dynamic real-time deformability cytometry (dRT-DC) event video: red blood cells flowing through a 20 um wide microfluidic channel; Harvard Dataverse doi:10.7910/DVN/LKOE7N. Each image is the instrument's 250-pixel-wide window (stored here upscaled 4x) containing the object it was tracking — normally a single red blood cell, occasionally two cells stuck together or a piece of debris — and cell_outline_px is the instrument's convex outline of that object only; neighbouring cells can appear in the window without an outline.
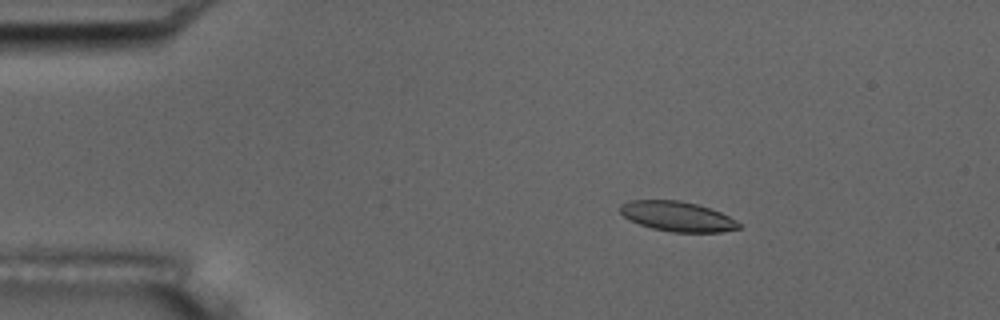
{"species": "common noctule bat (a hibernating species)", "species_latin": "Nyctalus noctula", "temperature_condition": "room temperature", "stored_images_in_passage": 56, "camera_frame_rate_fps": 3000, "um_per_image_px": 0.085, "animal": {"sex": "male", "body_mass_g": 17.5, "forearm_length_mm": 52.3}, "frame": {"image": 1, "passage_image": 10, "time_ms": 3.0, "image_size_px": [1000, 320], "cell_outline_px": [[740, 228], [720, 232], [672, 232], [652, 228], [628, 220], [620, 212], [620, 204], [628, 200], [680, 200], [696, 204], [720, 212], [736, 220], [740, 224]], "centroid_in_image_um": [57.54, 18.39], "position_along_channel_um": 27.5, "area_um2": 20.63}}
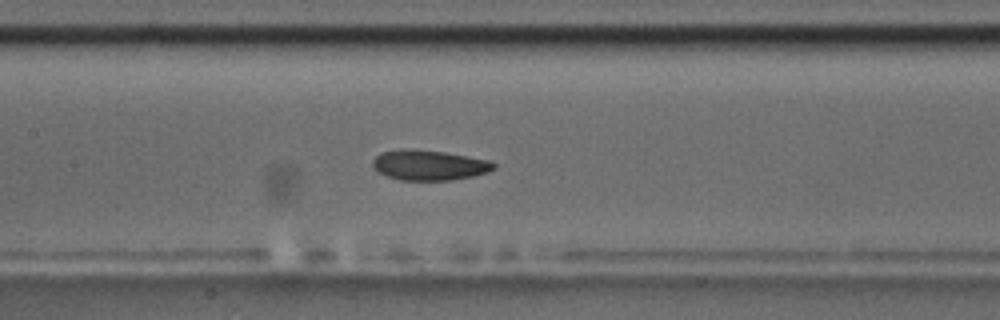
{"frame": {"image": 2, "passage_image": 27, "time_ms": 8.667, "image_size_px": [1000, 320], "cell_outline_px": [[496, 168], [488, 172], [472, 176], [452, 180], [400, 180], [388, 176], [380, 172], [372, 164], [372, 160], [380, 152], [400, 148], [412, 148], [444, 152], [488, 160], [496, 164]], "centroid_in_image_um": [36.47, 14.02], "position_along_channel_um": 170.9, "area_um2": 21.33}}
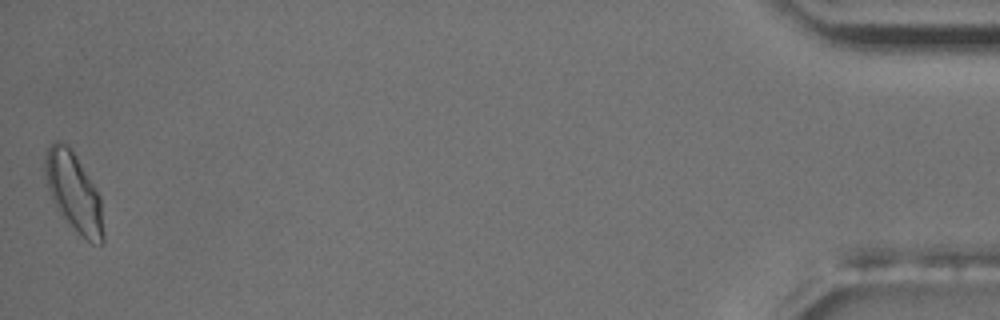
{"frame": {"image": 3, "passage_image": 56, "time_ms": 18.333, "image_size_px": [1000, 320], "cell_outline_px": [[104, 244], [92, 244], [56, 208], [52, 200], [48, 188], [44, 168], [44, 160], [48, 148], [52, 140], [60, 140], [68, 144], [100, 196], [104, 232]], "centroid_in_image_um": [6.27, 16.29], "position_along_channel_um": 428.9, "area_um2": 26.18}, "authors_computed_cell_mechanics": {"area_um2": 21.4149, "velocity_mm_per_s": 3.6251, "shape_relaxation_time_tau1_ms": 4.3535, "shape_relaxation_time_tau2_ms": 3.3219, "deformation_change_tau1": 0.1181, "deformation_change_tau2": 0.0818}}